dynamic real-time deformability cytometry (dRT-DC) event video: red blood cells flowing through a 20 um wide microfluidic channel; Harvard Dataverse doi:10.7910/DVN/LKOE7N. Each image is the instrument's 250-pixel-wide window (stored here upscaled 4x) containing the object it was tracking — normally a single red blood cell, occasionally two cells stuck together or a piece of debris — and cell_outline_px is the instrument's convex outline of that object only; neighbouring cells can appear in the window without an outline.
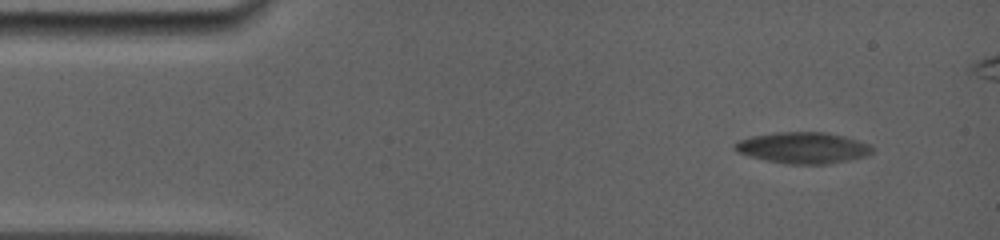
{"species": "common noctule bat (a hibernating species)", "species_latin": "Nyctalus noctula", "temperature_condition": "room temperature", "stored_images_in_passage": 56, "camera_frame_rate_fps": 5000, "um_per_image_px": 0.085, "animal": {"sex": "female", "body_mass_g": 19.0, "forearm_length_mm": 56.7}, "frame": {"image": 1, "passage_image": 1, "time_ms": 0.0, "image_size_px": [1000, 240], "cell_outline_px": [[876, 148], [868, 156], [848, 160], [824, 164], [788, 164], [768, 160], [736, 152], [732, 148], [732, 144], [736, 140], [752, 136], [776, 132], [824, 132], [844, 136], [868, 144]], "centroid_in_image_um": [68.23, 12.55], "position_along_channel_um": 16.8, "area_um2": 25.03}}
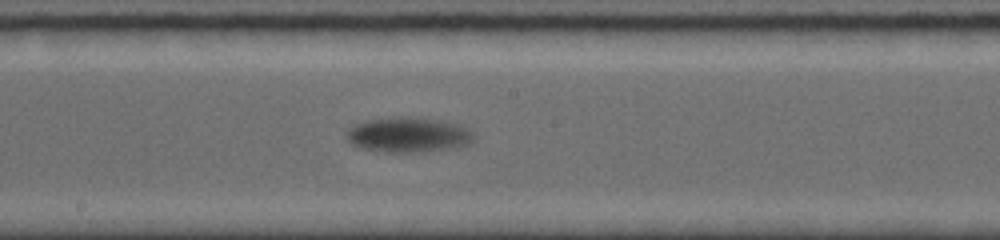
{"frame": {"image": 2, "passage_image": 32, "time_ms": 8.0, "image_size_px": [1000, 240], "cell_outline_px": [[476, 136], [472, 144], [452, 148], [424, 152], [388, 152], [360, 148], [352, 144], [348, 140], [348, 128], [352, 124], [364, 120], [440, 120], [456, 124], [472, 132]], "centroid_in_image_um": [34.73, 11.52], "position_along_channel_um": 213.5, "area_um2": 25.03}}
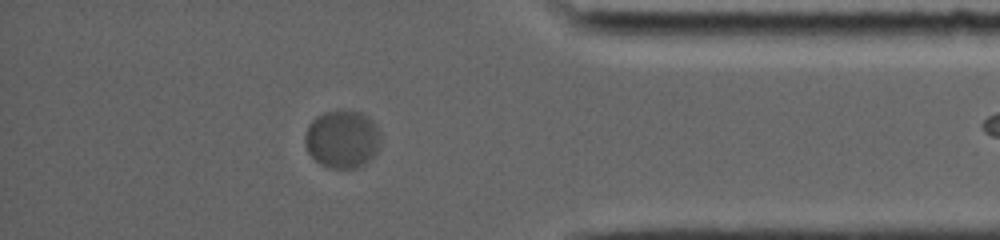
{"frame": {"image": 3, "passage_image": 55, "time_ms": 13.8, "image_size_px": [1000, 240], "cell_outline_px": [[380, 148], [372, 160], [356, 168], [328, 168], [320, 164], [308, 152], [304, 140], [304, 136], [308, 124], [316, 116], [324, 112], [340, 108], [360, 112], [368, 116], [372, 120], [380, 132]], "centroid_in_image_um": [29.11, 11.81], "position_along_channel_um": 406.1, "area_um2": 26.18}}